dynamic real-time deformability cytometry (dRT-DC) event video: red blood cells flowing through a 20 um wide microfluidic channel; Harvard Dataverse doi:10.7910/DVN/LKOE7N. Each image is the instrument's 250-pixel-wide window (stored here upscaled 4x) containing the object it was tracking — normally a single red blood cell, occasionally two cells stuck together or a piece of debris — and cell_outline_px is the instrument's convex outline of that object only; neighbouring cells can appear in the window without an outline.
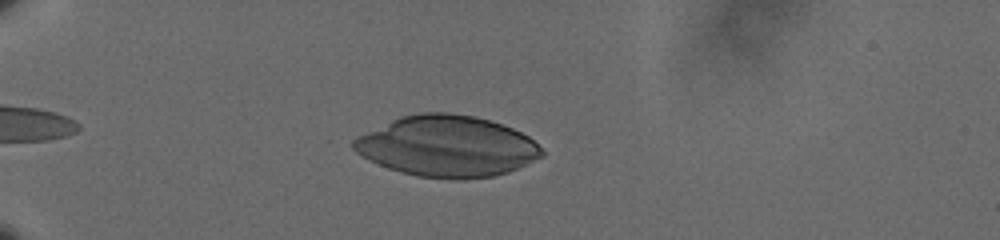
{"species": "human", "species_latin": "Homo sapiens", "temperature_condition": "cold", "stored_images_in_passage": 43, "camera_frame_rate_fps": 3000, "um_per_image_px": 0.085, "donor": {"sex": "male"}, "frame": {"image": 1, "passage_image": 8, "time_ms": 2.333, "image_size_px": [1000, 240], "cell_outline_px": [[544, 156], [508, 172], [492, 176], [464, 180], [452, 180], [416, 176], [400, 172], [388, 168], [368, 160], [356, 152], [352, 148], [352, 140], [400, 116], [420, 112], [448, 112], [476, 116], [512, 128], [528, 136], [544, 152]], "centroid_in_image_um": [38.0, 12.45], "position_along_channel_um": 47.0, "area_um2": 66.87}}
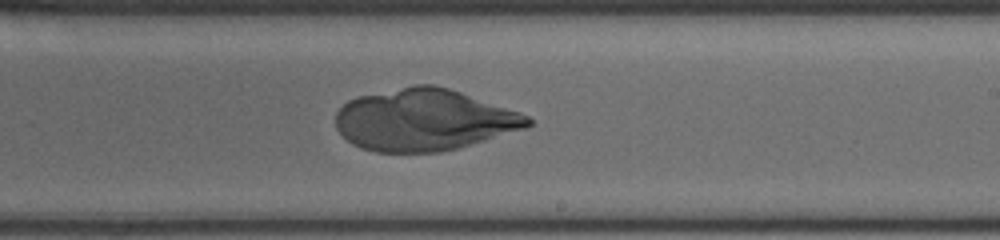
{"frame": {"image": 2, "passage_image": 29, "time_ms": 9.333, "image_size_px": [1000, 240], "cell_outline_px": [[532, 124], [528, 128], [456, 148], [440, 152], [376, 152], [360, 148], [352, 144], [336, 128], [336, 112], [348, 100], [360, 96], [412, 84], [432, 84], [448, 88], [520, 112], [528, 116], [532, 120]], "centroid_in_image_um": [36.04, 10.19], "position_along_channel_um": 253.0, "area_um2": 68.96}}
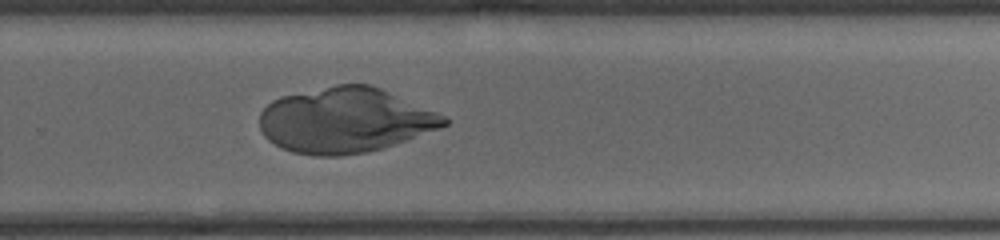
{"frame": {"image": 3, "passage_image": 33, "time_ms": 10.667, "image_size_px": [1000, 240], "cell_outline_px": [[448, 124], [384, 148], [364, 152], [340, 156], [316, 156], [292, 152], [280, 148], [268, 140], [264, 136], [260, 128], [260, 112], [272, 100], [280, 96], [336, 84], [368, 84], [380, 88], [436, 112], [444, 116], [448, 120]], "centroid_in_image_um": [29.27, 10.22], "position_along_channel_um": 300.5, "area_um2": 69.71}}